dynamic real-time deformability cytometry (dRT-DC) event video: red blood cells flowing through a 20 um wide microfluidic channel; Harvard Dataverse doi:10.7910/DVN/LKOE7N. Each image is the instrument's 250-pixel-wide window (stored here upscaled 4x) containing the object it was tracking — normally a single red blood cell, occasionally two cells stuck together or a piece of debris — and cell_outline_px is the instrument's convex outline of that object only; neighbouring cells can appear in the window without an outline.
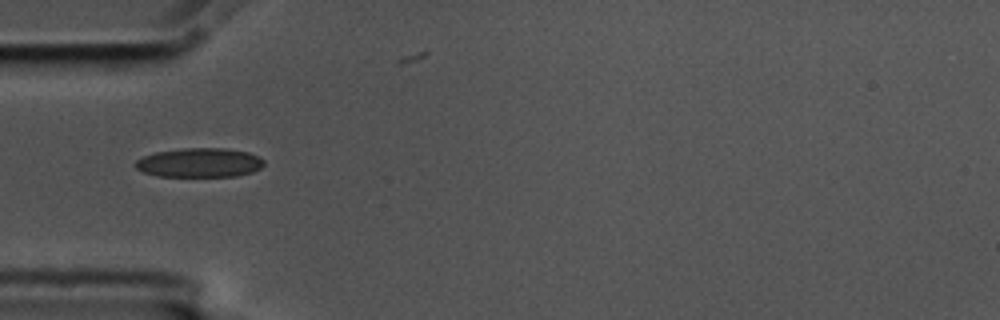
{"species": "common noctule bat (a hibernating species)", "species_latin": "Nyctalus noctula", "temperature_condition": "cold", "stored_images_in_passage": 40, "camera_frame_rate_fps": 3000, "um_per_image_px": 0.085, "animal": {"sex": "male", "body_mass_g": 17.5, "forearm_length_mm": 52.3}, "frame": {"image": 1, "passage_image": 1, "time_ms": 0.0, "image_size_px": [1000, 320], "cell_outline_px": [[264, 164], [260, 168], [252, 172], [236, 176], [156, 176], [144, 172], [136, 168], [136, 160], [144, 156], [156, 152], [184, 148], [224, 148], [248, 152], [264, 160]], "centroid_in_image_um": [16.96, 13.82], "position_along_channel_um": 68.0, "area_um2": 21.73}}
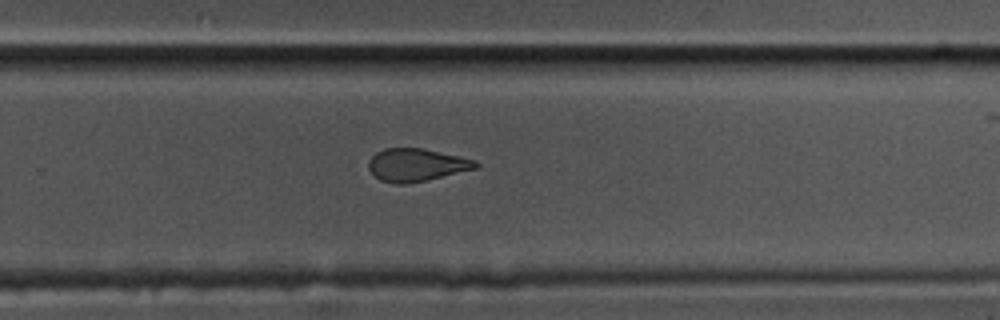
{"frame": {"image": 2, "passage_image": 20, "time_ms": 6.333, "image_size_px": [1000, 320], "cell_outline_px": [[480, 164], [476, 168], [408, 184], [396, 184], [380, 180], [368, 168], [368, 160], [376, 152], [384, 148], [420, 148], [476, 160]], "centroid_in_image_um": [35.35, 14.02], "position_along_channel_um": 294.4, "area_um2": 20.17}}
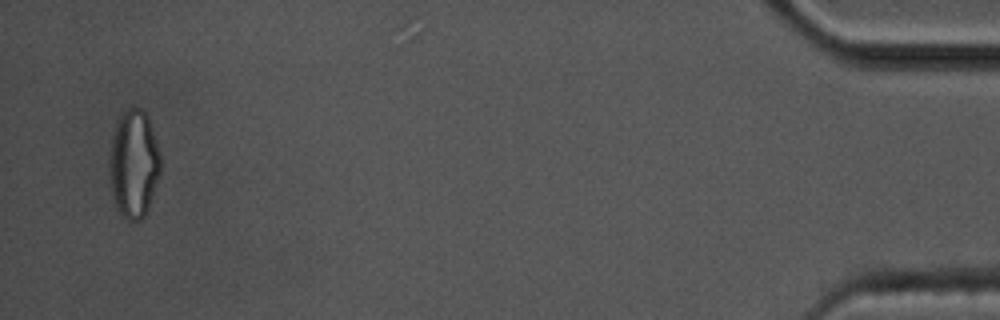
{"frame": {"image": 3, "passage_image": 38, "time_ms": 12.333, "image_size_px": [1000, 320], "cell_outline_px": [[160, 172], [148, 208], [144, 216], [140, 220], [128, 220], [120, 212], [116, 204], [112, 192], [108, 168], [112, 140], [116, 120], [128, 108], [140, 108], [148, 116], [160, 152]], "centroid_in_image_um": [11.37, 13.9], "position_along_channel_um": 423.8, "area_um2": 31.85}, "authors_computed_cell_mechanics": {"area_um2": 21.7617, "velocity_mm_per_s": 3.5808, "shape_relaxation_time_tau1_ms": null, "shape_relaxation_time_tau2_ms": 2.1157, "deformation_change_tau1": null, "deformation_change_tau2": 0.0797}}